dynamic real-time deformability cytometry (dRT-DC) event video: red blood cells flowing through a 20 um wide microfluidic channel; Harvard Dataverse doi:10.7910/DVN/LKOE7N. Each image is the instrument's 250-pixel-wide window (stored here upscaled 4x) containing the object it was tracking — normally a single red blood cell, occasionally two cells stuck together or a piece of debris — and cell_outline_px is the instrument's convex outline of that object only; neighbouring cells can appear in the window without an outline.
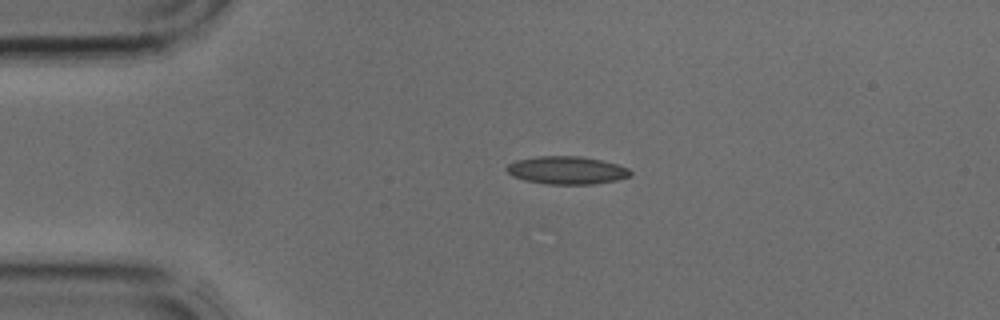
{"species": "common noctule bat (a hibernating species)", "species_latin": "Nyctalus noctula", "temperature_condition": "cold", "stored_images_in_passage": 2, "camera_frame_rate_fps": 3000, "um_per_image_px": 0.085, "animal": {"sex": "male", "body_mass_g": 17.9, "forearm_length_mm": 54.2}, "frame": {"image": 1, "passage_image": 1, "time_ms": 0.0, "image_size_px": [1000, 320], "cell_outline_px": [[632, 176], [616, 180], [592, 184], [548, 184], [524, 180], [512, 176], [504, 168], [508, 164], [516, 160], [536, 156], [580, 156], [600, 160], [616, 164], [628, 168], [632, 172]], "centroid_in_image_um": [48.15, 14.47], "position_along_channel_um": 36.8, "area_um2": 20.11}}